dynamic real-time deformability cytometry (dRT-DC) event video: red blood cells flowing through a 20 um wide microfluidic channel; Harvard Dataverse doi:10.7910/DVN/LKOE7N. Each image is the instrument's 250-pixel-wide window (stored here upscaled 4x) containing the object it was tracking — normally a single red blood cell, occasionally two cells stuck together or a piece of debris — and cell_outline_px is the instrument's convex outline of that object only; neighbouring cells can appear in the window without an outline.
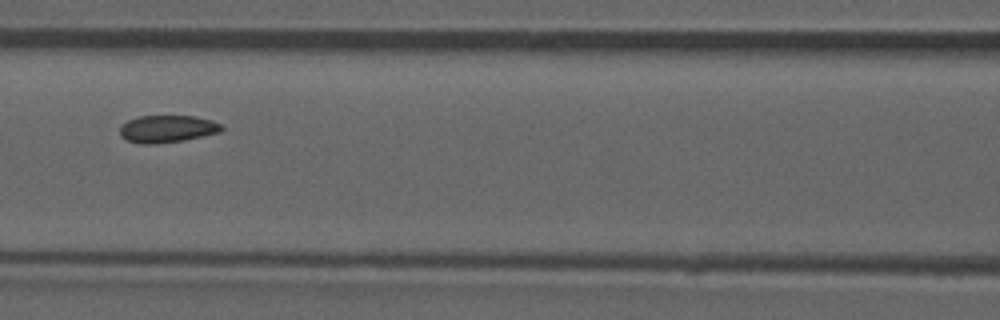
{"species": "common noctule bat (a hibernating species)", "species_latin": "Nyctalus noctula", "temperature_condition": "room temperature", "stored_images_in_passage": 49, "camera_frame_rate_fps": 3000, "um_per_image_px": 0.085, "animal": {"sex": "male", "forearm_length_mm": 52.5}, "frame": {"image": 1, "passage_image": 21, "time_ms": 6.667, "image_size_px": [1000, 320], "cell_outline_px": [[224, 128], [220, 132], [184, 140], [156, 144], [140, 144], [128, 140], [120, 136], [120, 128], [128, 120], [140, 116], [192, 116], [212, 120], [220, 124]], "centroid_in_image_um": [14.22, 10.96], "position_along_channel_um": 152.4, "area_um2": 16.07}, "authors_computed_cell_mechanics": {"area_um2": 16.5308, "velocity_mm_per_s": 3.9025, "shape_relaxation_time_tau1_ms": null, "shape_relaxation_time_tau2_ms": 1.5222, "deformation_change_tau1": null, "deformation_change_tau2": 0.0387}}